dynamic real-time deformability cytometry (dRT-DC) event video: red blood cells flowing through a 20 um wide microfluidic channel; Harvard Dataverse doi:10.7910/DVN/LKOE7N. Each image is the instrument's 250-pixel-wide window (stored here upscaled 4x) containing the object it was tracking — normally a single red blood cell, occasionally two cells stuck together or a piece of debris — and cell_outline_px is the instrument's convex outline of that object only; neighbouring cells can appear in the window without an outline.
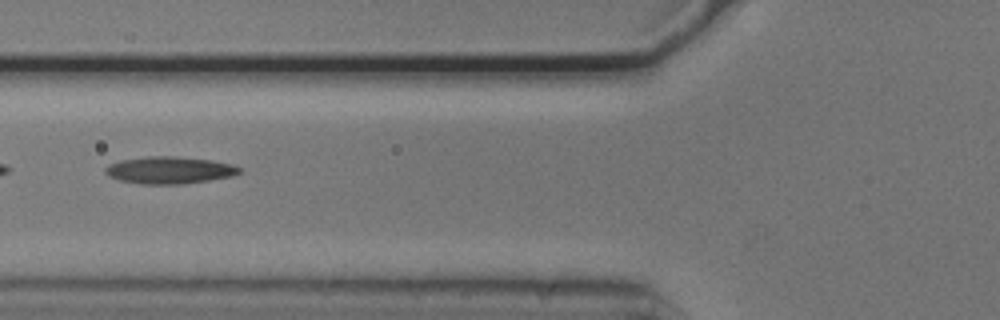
{"species": "common noctule bat (a hibernating species)", "species_latin": "Nyctalus noctula", "temperature_condition": "cold", "stored_images_in_passage": 12, "camera_frame_rate_fps": 3000, "um_per_image_px": 0.085, "animal": {"sex": "male", "body_mass_g": 20.5, "forearm_length_mm": 52.5}, "frame": {"image": 1, "passage_image": 6, "time_ms": 1.667, "image_size_px": [1000, 320], "cell_outline_px": [[244, 172], [232, 176], [184, 184], [140, 184], [120, 180], [108, 176], [104, 172], [104, 168], [108, 164], [120, 160], [148, 156], [172, 156], [212, 160], [232, 164], [240, 168]], "centroid_in_image_um": [14.39, 14.46], "position_along_channel_um": 111.4, "area_um2": 21.33}}
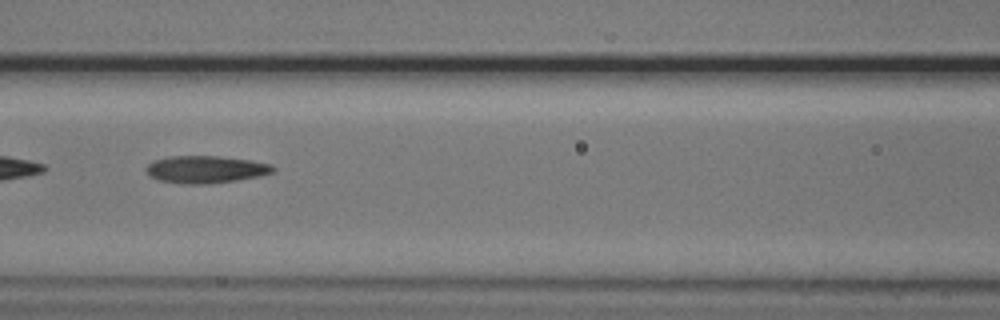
{"frame": {"image": 2, "passage_image": 9, "time_ms": 2.667, "image_size_px": [1000, 320], "cell_outline_px": [[276, 172], [260, 176], [236, 180], [208, 184], [180, 184], [156, 180], [148, 176], [144, 168], [152, 160], [168, 156], [216, 156], [252, 160], [272, 164], [276, 168]], "centroid_in_image_um": [17.46, 14.4], "position_along_channel_um": 149.1, "area_um2": 20.69}}